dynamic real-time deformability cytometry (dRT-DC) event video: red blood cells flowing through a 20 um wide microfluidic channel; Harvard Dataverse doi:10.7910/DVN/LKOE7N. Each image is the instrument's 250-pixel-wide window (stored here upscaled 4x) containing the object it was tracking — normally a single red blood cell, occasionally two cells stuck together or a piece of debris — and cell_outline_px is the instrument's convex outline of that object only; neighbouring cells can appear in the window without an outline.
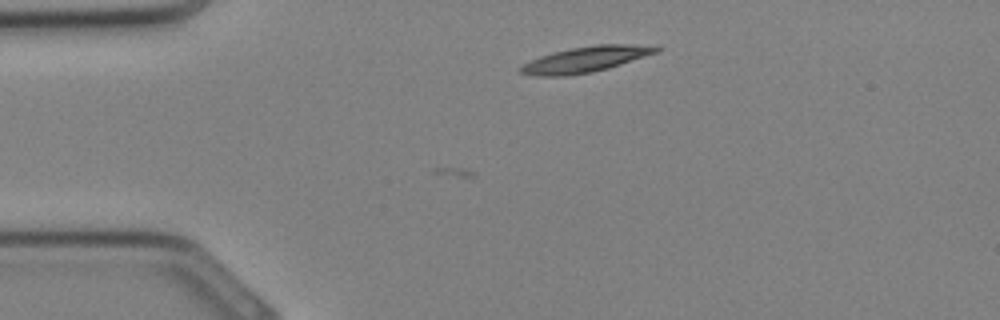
{"species": "Egyptian fruit bat (a non-hibernating species)", "species_latin": "Rousettus aegyptiacus", "temperature_condition": "cold", "stored_images_in_passage": 4, "camera_frame_rate_fps": 3000, "um_per_image_px": 0.085, "animal": {"sex": "female"}, "frame": {"image": 1, "passage_image": 4, "time_ms": 1.0, "image_size_px": [1000, 320], "cell_outline_px": [[664, 48], [656, 52], [608, 68], [592, 72], [564, 76], [536, 76], [520, 72], [520, 68], [524, 64], [540, 56], [552, 52], [572, 48], [596, 44], [628, 44]], "centroid_in_image_um": [49.73, 5.05], "position_along_channel_um": 35.3, "area_um2": 19.83}}